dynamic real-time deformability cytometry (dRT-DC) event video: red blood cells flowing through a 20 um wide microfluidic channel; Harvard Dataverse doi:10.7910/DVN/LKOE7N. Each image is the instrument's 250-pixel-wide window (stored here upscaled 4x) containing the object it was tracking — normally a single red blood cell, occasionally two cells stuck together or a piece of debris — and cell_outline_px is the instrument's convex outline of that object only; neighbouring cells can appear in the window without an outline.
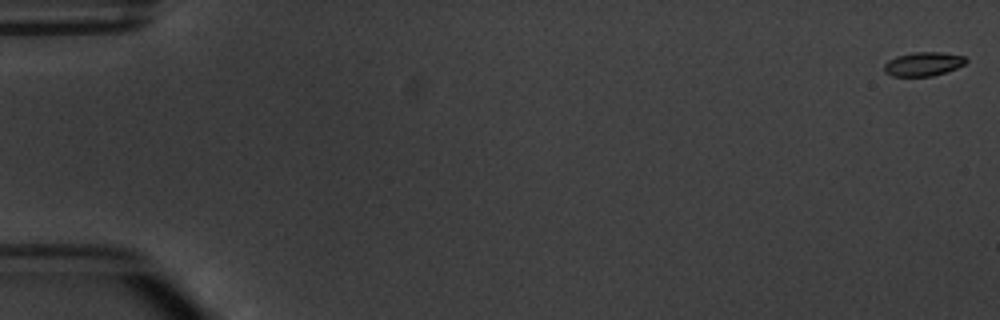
{"species": "common noctule bat (a hibernating species)", "species_latin": "Nyctalus noctula", "temperature_condition": "warm", "stored_images_in_passage": 6, "camera_frame_rate_fps": 3000, "um_per_image_px": 0.085, "animal": {"sex": "male", "body_mass_g": 20.1, "forearm_length_mm": 53.5}, "frame": {"image": 1, "passage_image": 1, "time_ms": 0.0, "image_size_px": [1000, 320], "cell_outline_px": [[968, 60], [964, 64], [956, 68], [932, 76], [892, 76], [884, 72], [884, 64], [888, 60], [896, 56], [912, 52], [940, 52], [964, 56]], "centroid_in_image_um": [78.45, 5.43], "position_along_channel_um": 6.6, "area_um2": 11.39}}
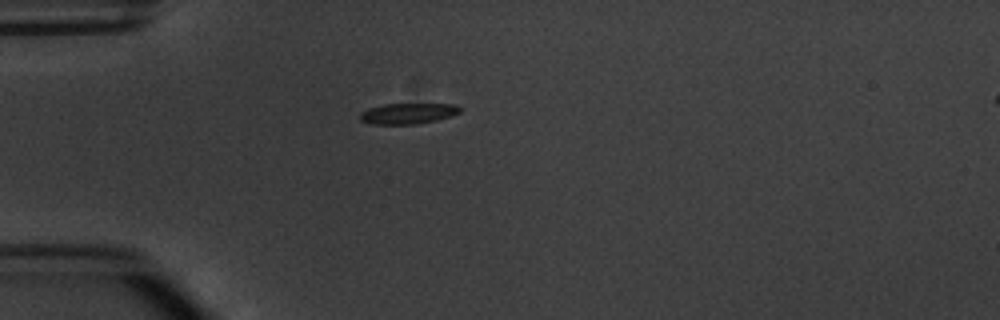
{"frame": {"image": 2, "passage_image": 5, "time_ms": 5.0, "image_size_px": [1000, 320], "cell_outline_px": [[460, 112], [436, 120], [416, 124], [372, 124], [360, 120], [360, 112], [368, 108], [384, 104], [456, 104], [460, 108]], "centroid_in_image_um": [34.63, 9.64], "position_along_channel_um": 50.4, "area_um2": 11.96}}